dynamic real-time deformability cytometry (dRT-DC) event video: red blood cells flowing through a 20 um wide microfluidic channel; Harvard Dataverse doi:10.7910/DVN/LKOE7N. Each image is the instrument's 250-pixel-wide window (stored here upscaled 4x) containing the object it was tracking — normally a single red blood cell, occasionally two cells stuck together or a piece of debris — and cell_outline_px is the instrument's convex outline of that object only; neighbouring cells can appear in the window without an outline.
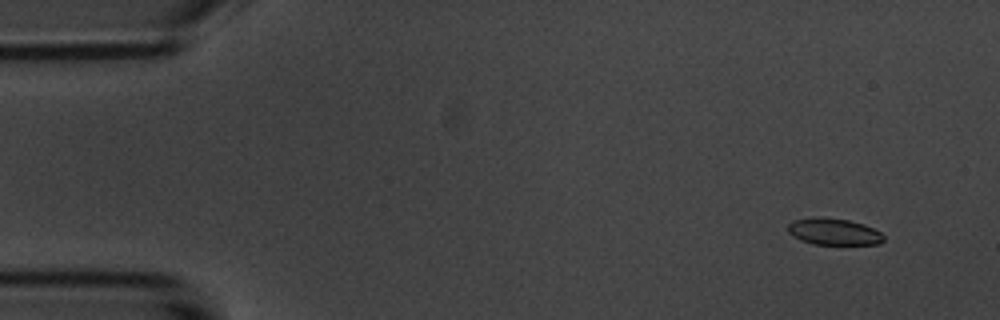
{"species": "common noctule bat (a hibernating species)", "species_latin": "Nyctalus noctula", "temperature_condition": "room temperature", "stored_images_in_passage": 8, "camera_frame_rate_fps": 3000, "um_per_image_px": 0.085, "animal": {"sex": "male", "body_mass_g": 20.1, "forearm_length_mm": 53.5}, "frame": {"image": 1, "passage_image": 2, "time_ms": 1.0, "image_size_px": [1000, 320], "cell_outline_px": [[884, 240], [880, 244], [812, 244], [800, 240], [792, 236], [788, 232], [788, 224], [792, 220], [848, 220], [864, 224], [880, 232], [884, 236]], "centroid_in_image_um": [70.91, 19.75], "position_along_channel_um": 14.1, "area_um2": 14.16}}
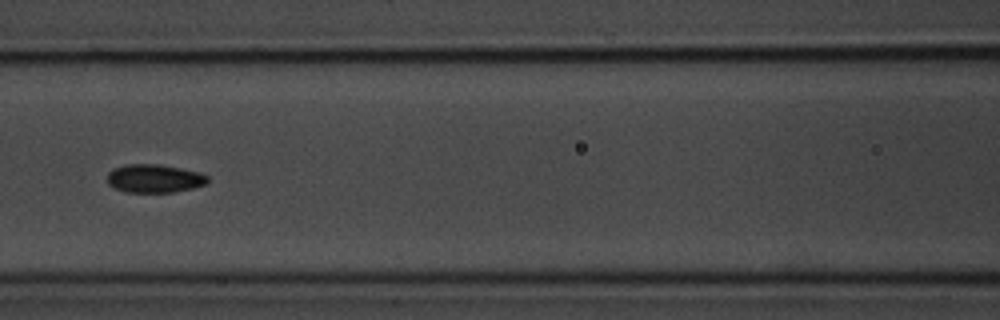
{"frame": {"image": 2, "passage_image": 7, "time_ms": 7.667, "image_size_px": [1000, 320], "cell_outline_px": [[208, 180], [204, 184], [192, 188], [172, 192], [128, 192], [116, 188], [108, 184], [108, 172], [112, 168], [128, 164], [160, 164], [200, 172], [208, 176]], "centroid_in_image_um": [13.11, 15.16], "position_along_channel_um": 153.5, "area_um2": 16.47}}
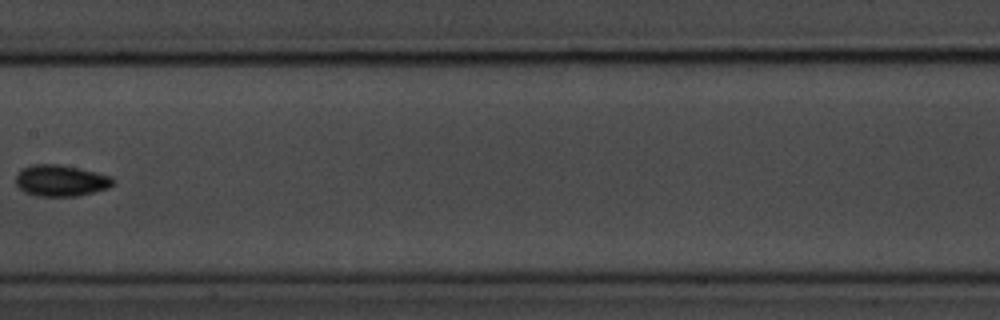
{"frame": {"image": 3, "passage_image": 8, "time_ms": 9.0, "image_size_px": [1000, 320], "cell_outline_px": [[112, 184], [108, 188], [76, 196], [36, 196], [24, 192], [16, 184], [16, 176], [24, 168], [32, 164], [56, 164], [80, 168], [108, 176], [112, 180]], "centroid_in_image_um": [5.12, 15.35], "position_along_channel_um": 202.3, "area_um2": 17.4}}